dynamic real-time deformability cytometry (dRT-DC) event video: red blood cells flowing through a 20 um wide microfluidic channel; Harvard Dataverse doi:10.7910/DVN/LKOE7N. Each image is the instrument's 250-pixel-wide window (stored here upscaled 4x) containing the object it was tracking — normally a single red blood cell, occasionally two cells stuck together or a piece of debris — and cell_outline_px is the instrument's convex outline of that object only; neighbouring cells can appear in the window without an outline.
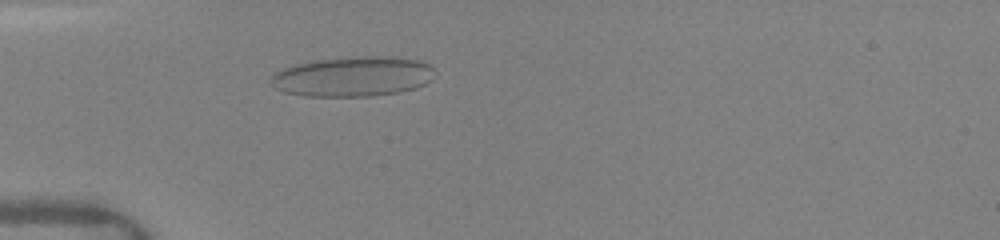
{"species": "human", "species_latin": "Homo sapiens", "temperature_condition": "warm", "stored_images_in_passage": 51, "camera_frame_rate_fps": 3000, "um_per_image_px": 0.085, "donor": {"sex": "female"}, "frame": {"image": 1, "passage_image": 24, "time_ms": 4.667, "image_size_px": [1000, 240], "cell_outline_px": [[436, 76], [432, 80], [416, 88], [396, 92], [372, 96], [304, 96], [284, 92], [276, 88], [268, 80], [272, 72], [296, 64], [312, 60], [364, 56], [376, 56], [420, 60], [436, 68]], "centroid_in_image_um": [29.99, 6.5], "position_along_channel_um": 55.0, "area_um2": 38.44}}
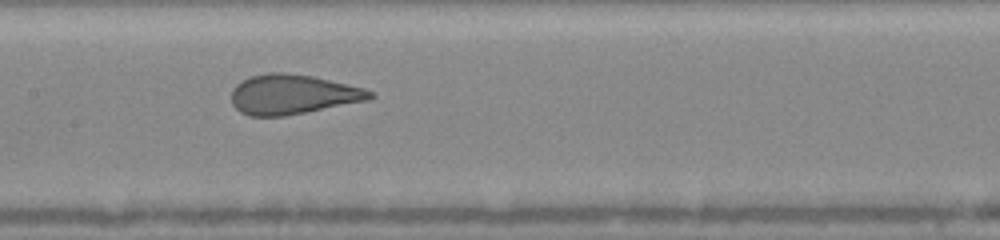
{"frame": {"image": 2, "passage_image": 35, "time_ms": 8.0, "image_size_px": [1000, 240], "cell_outline_px": [[376, 96], [368, 100], [284, 116], [248, 116], [240, 112], [232, 104], [232, 88], [236, 84], [252, 76], [268, 72], [284, 72], [312, 76], [364, 88], [372, 92]], "centroid_in_image_um": [24.86, 8.02], "position_along_channel_um": 182.5, "area_um2": 31.91}}
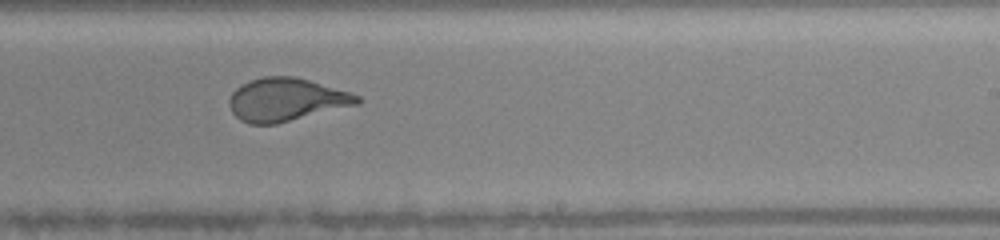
{"frame": {"image": 3, "passage_image": 42, "time_ms": 10.0, "image_size_px": [1000, 240], "cell_outline_px": [[360, 104], [276, 124], [248, 124], [240, 120], [232, 112], [228, 104], [228, 100], [232, 92], [236, 88], [252, 80], [264, 76], [296, 76], [348, 92], [360, 96]], "centroid_in_image_um": [24.31, 8.48], "position_along_channel_um": 264.7, "area_um2": 32.02}}